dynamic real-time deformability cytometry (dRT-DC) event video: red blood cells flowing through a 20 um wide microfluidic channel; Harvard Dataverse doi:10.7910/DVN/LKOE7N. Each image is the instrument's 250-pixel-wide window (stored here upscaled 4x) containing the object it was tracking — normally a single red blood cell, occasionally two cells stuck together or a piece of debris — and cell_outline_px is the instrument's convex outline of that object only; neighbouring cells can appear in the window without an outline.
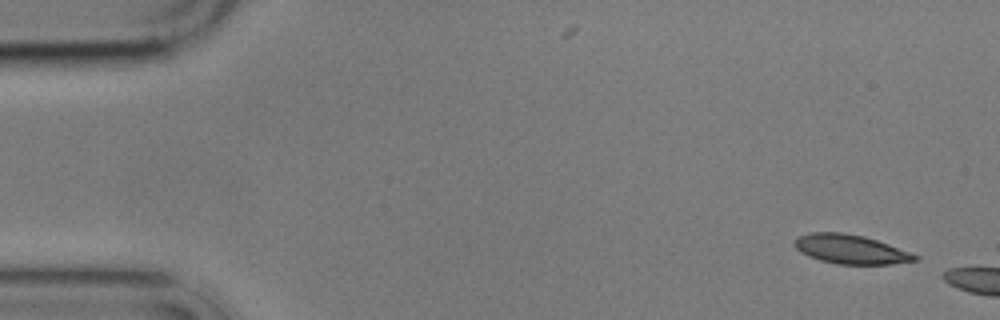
{"species": "common noctule bat (a hibernating species)", "species_latin": "Nyctalus noctula", "temperature_condition": "cold", "stored_images_in_passage": 4, "camera_frame_rate_fps": 3000, "um_per_image_px": 0.085, "animal": {"sex": "male", "body_mass_g": 17.9}, "frame": {"image": 1, "passage_image": 1, "time_ms": 0.0, "image_size_px": [1000, 320], "cell_outline_px": [[920, 260], [892, 264], [836, 264], [820, 260], [808, 256], [800, 252], [792, 244], [792, 240], [796, 236], [812, 232], [844, 232], [864, 236], [888, 244], [920, 256]], "centroid_in_image_um": [72.26, 21.18], "position_along_channel_um": 12.7, "area_um2": 20.69}}